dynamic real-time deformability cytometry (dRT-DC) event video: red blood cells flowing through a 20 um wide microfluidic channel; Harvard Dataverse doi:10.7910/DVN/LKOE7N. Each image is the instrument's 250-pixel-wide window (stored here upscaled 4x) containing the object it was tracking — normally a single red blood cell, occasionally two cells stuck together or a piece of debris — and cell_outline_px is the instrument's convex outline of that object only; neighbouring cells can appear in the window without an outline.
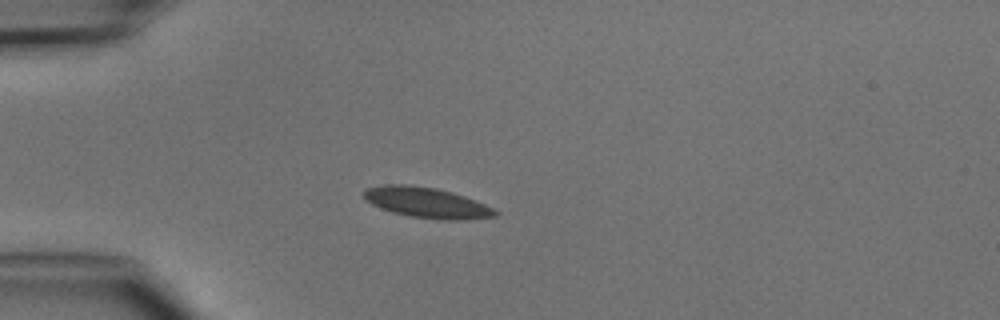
{"species": "common noctule bat (a hibernating species)", "species_latin": "Nyctalus noctula", "temperature_condition": "cold", "stored_images_in_passage": 4, "camera_frame_rate_fps": 3000, "um_per_image_px": 0.085, "animal": {"sex": "male", "body_mass_g": 15.6}, "frame": {"image": 1, "passage_image": 4, "time_ms": 3.333, "image_size_px": [1000, 320], "cell_outline_px": [[500, 212], [496, 216], [468, 220], [444, 220], [412, 216], [392, 212], [380, 208], [372, 204], [364, 196], [364, 192], [368, 188], [384, 184], [408, 184], [436, 188], [452, 192], [464, 196], [484, 204]], "centroid_in_image_um": [36.3, 17.22], "position_along_channel_um": 48.7, "area_um2": 23.18}}